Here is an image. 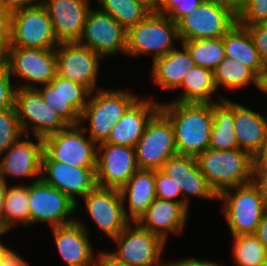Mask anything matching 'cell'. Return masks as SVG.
I'll list each match as a JSON object with an SVG mask.
<instances>
[{"label":"cell","instance_id":"obj_18","mask_svg":"<svg viewBox=\"0 0 267 266\" xmlns=\"http://www.w3.org/2000/svg\"><path fill=\"white\" fill-rule=\"evenodd\" d=\"M96 169L54 161L43 151L40 179L78 203L77 196L83 198L96 186Z\"/></svg>","mask_w":267,"mask_h":266},{"label":"cell","instance_id":"obj_26","mask_svg":"<svg viewBox=\"0 0 267 266\" xmlns=\"http://www.w3.org/2000/svg\"><path fill=\"white\" fill-rule=\"evenodd\" d=\"M120 191L124 204L128 201V211L124 207L126 218L136 222L156 199L155 170L138 169Z\"/></svg>","mask_w":267,"mask_h":266},{"label":"cell","instance_id":"obj_46","mask_svg":"<svg viewBox=\"0 0 267 266\" xmlns=\"http://www.w3.org/2000/svg\"><path fill=\"white\" fill-rule=\"evenodd\" d=\"M162 266H219V263L211 260H198V259H181L180 261L165 262Z\"/></svg>","mask_w":267,"mask_h":266},{"label":"cell","instance_id":"obj_57","mask_svg":"<svg viewBox=\"0 0 267 266\" xmlns=\"http://www.w3.org/2000/svg\"><path fill=\"white\" fill-rule=\"evenodd\" d=\"M261 266H267V259L264 261V263Z\"/></svg>","mask_w":267,"mask_h":266},{"label":"cell","instance_id":"obj_47","mask_svg":"<svg viewBox=\"0 0 267 266\" xmlns=\"http://www.w3.org/2000/svg\"><path fill=\"white\" fill-rule=\"evenodd\" d=\"M95 266H131L127 263L121 262L112 256L109 251L99 252L96 256Z\"/></svg>","mask_w":267,"mask_h":266},{"label":"cell","instance_id":"obj_13","mask_svg":"<svg viewBox=\"0 0 267 266\" xmlns=\"http://www.w3.org/2000/svg\"><path fill=\"white\" fill-rule=\"evenodd\" d=\"M135 152L138 168L146 170H159L168 158L178 154L173 126L160 110L147 124Z\"/></svg>","mask_w":267,"mask_h":266},{"label":"cell","instance_id":"obj_45","mask_svg":"<svg viewBox=\"0 0 267 266\" xmlns=\"http://www.w3.org/2000/svg\"><path fill=\"white\" fill-rule=\"evenodd\" d=\"M39 0H0V10L12 13L13 11L34 5Z\"/></svg>","mask_w":267,"mask_h":266},{"label":"cell","instance_id":"obj_34","mask_svg":"<svg viewBox=\"0 0 267 266\" xmlns=\"http://www.w3.org/2000/svg\"><path fill=\"white\" fill-rule=\"evenodd\" d=\"M213 75L217 90L220 85L229 90H238L250 83L256 85L257 74L241 62L228 57L221 61Z\"/></svg>","mask_w":267,"mask_h":266},{"label":"cell","instance_id":"obj_27","mask_svg":"<svg viewBox=\"0 0 267 266\" xmlns=\"http://www.w3.org/2000/svg\"><path fill=\"white\" fill-rule=\"evenodd\" d=\"M234 132L240 149L252 157L266 139L267 118L234 102Z\"/></svg>","mask_w":267,"mask_h":266},{"label":"cell","instance_id":"obj_41","mask_svg":"<svg viewBox=\"0 0 267 266\" xmlns=\"http://www.w3.org/2000/svg\"><path fill=\"white\" fill-rule=\"evenodd\" d=\"M11 78L6 62L0 60V110L15 106L16 86Z\"/></svg>","mask_w":267,"mask_h":266},{"label":"cell","instance_id":"obj_29","mask_svg":"<svg viewBox=\"0 0 267 266\" xmlns=\"http://www.w3.org/2000/svg\"><path fill=\"white\" fill-rule=\"evenodd\" d=\"M212 103L213 127L209 148L212 150L240 149L234 132V102L221 97Z\"/></svg>","mask_w":267,"mask_h":266},{"label":"cell","instance_id":"obj_4","mask_svg":"<svg viewBox=\"0 0 267 266\" xmlns=\"http://www.w3.org/2000/svg\"><path fill=\"white\" fill-rule=\"evenodd\" d=\"M232 236L255 234L267 213L266 196L250 182L229 188L218 195Z\"/></svg>","mask_w":267,"mask_h":266},{"label":"cell","instance_id":"obj_36","mask_svg":"<svg viewBox=\"0 0 267 266\" xmlns=\"http://www.w3.org/2000/svg\"><path fill=\"white\" fill-rule=\"evenodd\" d=\"M232 256L237 266H261L267 250L254 234L232 236Z\"/></svg>","mask_w":267,"mask_h":266},{"label":"cell","instance_id":"obj_7","mask_svg":"<svg viewBox=\"0 0 267 266\" xmlns=\"http://www.w3.org/2000/svg\"><path fill=\"white\" fill-rule=\"evenodd\" d=\"M117 249L109 253L131 266H162L166 241L157 234L130 222L115 238Z\"/></svg>","mask_w":267,"mask_h":266},{"label":"cell","instance_id":"obj_42","mask_svg":"<svg viewBox=\"0 0 267 266\" xmlns=\"http://www.w3.org/2000/svg\"><path fill=\"white\" fill-rule=\"evenodd\" d=\"M249 31L260 59L267 65V22L260 24H241Z\"/></svg>","mask_w":267,"mask_h":266},{"label":"cell","instance_id":"obj_51","mask_svg":"<svg viewBox=\"0 0 267 266\" xmlns=\"http://www.w3.org/2000/svg\"><path fill=\"white\" fill-rule=\"evenodd\" d=\"M267 250V213L261 219L254 234Z\"/></svg>","mask_w":267,"mask_h":266},{"label":"cell","instance_id":"obj_9","mask_svg":"<svg viewBox=\"0 0 267 266\" xmlns=\"http://www.w3.org/2000/svg\"><path fill=\"white\" fill-rule=\"evenodd\" d=\"M237 22L238 15L228 7L204 0L177 23L179 42L222 38Z\"/></svg>","mask_w":267,"mask_h":266},{"label":"cell","instance_id":"obj_31","mask_svg":"<svg viewBox=\"0 0 267 266\" xmlns=\"http://www.w3.org/2000/svg\"><path fill=\"white\" fill-rule=\"evenodd\" d=\"M179 88L184 90L173 101L181 103H215L212 101V94L217 88L214 83L213 71L195 65L184 75L182 84Z\"/></svg>","mask_w":267,"mask_h":266},{"label":"cell","instance_id":"obj_5","mask_svg":"<svg viewBox=\"0 0 267 266\" xmlns=\"http://www.w3.org/2000/svg\"><path fill=\"white\" fill-rule=\"evenodd\" d=\"M178 40L177 23L153 9L142 22L127 29L126 55H154L153 62L175 49Z\"/></svg>","mask_w":267,"mask_h":266},{"label":"cell","instance_id":"obj_43","mask_svg":"<svg viewBox=\"0 0 267 266\" xmlns=\"http://www.w3.org/2000/svg\"><path fill=\"white\" fill-rule=\"evenodd\" d=\"M12 47L11 13L0 10V60H5Z\"/></svg>","mask_w":267,"mask_h":266},{"label":"cell","instance_id":"obj_28","mask_svg":"<svg viewBox=\"0 0 267 266\" xmlns=\"http://www.w3.org/2000/svg\"><path fill=\"white\" fill-rule=\"evenodd\" d=\"M181 46L182 50L175 48L152 62L151 77L162 89H179L184 75L196 65L189 51Z\"/></svg>","mask_w":267,"mask_h":266},{"label":"cell","instance_id":"obj_32","mask_svg":"<svg viewBox=\"0 0 267 266\" xmlns=\"http://www.w3.org/2000/svg\"><path fill=\"white\" fill-rule=\"evenodd\" d=\"M19 223V224H18ZM20 224L29 226V185H11L7 187L5 203L0 216V229L13 230Z\"/></svg>","mask_w":267,"mask_h":266},{"label":"cell","instance_id":"obj_16","mask_svg":"<svg viewBox=\"0 0 267 266\" xmlns=\"http://www.w3.org/2000/svg\"><path fill=\"white\" fill-rule=\"evenodd\" d=\"M138 169L135 147L97 145V186L120 190Z\"/></svg>","mask_w":267,"mask_h":266},{"label":"cell","instance_id":"obj_19","mask_svg":"<svg viewBox=\"0 0 267 266\" xmlns=\"http://www.w3.org/2000/svg\"><path fill=\"white\" fill-rule=\"evenodd\" d=\"M40 87L36 90L44 101L69 125L79 124L91 93L85 86L56 75L51 83Z\"/></svg>","mask_w":267,"mask_h":266},{"label":"cell","instance_id":"obj_40","mask_svg":"<svg viewBox=\"0 0 267 266\" xmlns=\"http://www.w3.org/2000/svg\"><path fill=\"white\" fill-rule=\"evenodd\" d=\"M267 22V0H248L238 15L239 24H260Z\"/></svg>","mask_w":267,"mask_h":266},{"label":"cell","instance_id":"obj_22","mask_svg":"<svg viewBox=\"0 0 267 266\" xmlns=\"http://www.w3.org/2000/svg\"><path fill=\"white\" fill-rule=\"evenodd\" d=\"M160 170L173 178L182 191V203L189 208V196L207 200H218V195L210 187L201 173L196 157L177 154L168 158Z\"/></svg>","mask_w":267,"mask_h":266},{"label":"cell","instance_id":"obj_14","mask_svg":"<svg viewBox=\"0 0 267 266\" xmlns=\"http://www.w3.org/2000/svg\"><path fill=\"white\" fill-rule=\"evenodd\" d=\"M90 9L78 43L89 47L102 58L126 53L127 29L97 7Z\"/></svg>","mask_w":267,"mask_h":266},{"label":"cell","instance_id":"obj_54","mask_svg":"<svg viewBox=\"0 0 267 266\" xmlns=\"http://www.w3.org/2000/svg\"><path fill=\"white\" fill-rule=\"evenodd\" d=\"M9 231L1 230L0 229V237L8 233ZM10 250L9 247L5 246L4 243L0 241V262L3 260L7 252Z\"/></svg>","mask_w":267,"mask_h":266},{"label":"cell","instance_id":"obj_33","mask_svg":"<svg viewBox=\"0 0 267 266\" xmlns=\"http://www.w3.org/2000/svg\"><path fill=\"white\" fill-rule=\"evenodd\" d=\"M99 9L128 29L142 22L153 10L144 0H98Z\"/></svg>","mask_w":267,"mask_h":266},{"label":"cell","instance_id":"obj_38","mask_svg":"<svg viewBox=\"0 0 267 266\" xmlns=\"http://www.w3.org/2000/svg\"><path fill=\"white\" fill-rule=\"evenodd\" d=\"M204 0H163L155 9L159 14L166 15L176 23L184 16L191 14Z\"/></svg>","mask_w":267,"mask_h":266},{"label":"cell","instance_id":"obj_35","mask_svg":"<svg viewBox=\"0 0 267 266\" xmlns=\"http://www.w3.org/2000/svg\"><path fill=\"white\" fill-rule=\"evenodd\" d=\"M190 53L195 64L214 71L225 58V47L222 38L198 39L181 42Z\"/></svg>","mask_w":267,"mask_h":266},{"label":"cell","instance_id":"obj_21","mask_svg":"<svg viewBox=\"0 0 267 266\" xmlns=\"http://www.w3.org/2000/svg\"><path fill=\"white\" fill-rule=\"evenodd\" d=\"M23 137L0 155V174L6 180L8 176L40 179L43 138L34 137V142L29 135Z\"/></svg>","mask_w":267,"mask_h":266},{"label":"cell","instance_id":"obj_50","mask_svg":"<svg viewBox=\"0 0 267 266\" xmlns=\"http://www.w3.org/2000/svg\"><path fill=\"white\" fill-rule=\"evenodd\" d=\"M231 9L236 15L244 9L248 0H209Z\"/></svg>","mask_w":267,"mask_h":266},{"label":"cell","instance_id":"obj_8","mask_svg":"<svg viewBox=\"0 0 267 266\" xmlns=\"http://www.w3.org/2000/svg\"><path fill=\"white\" fill-rule=\"evenodd\" d=\"M11 18L12 47L55 49L59 45L49 13L40 0L13 11Z\"/></svg>","mask_w":267,"mask_h":266},{"label":"cell","instance_id":"obj_44","mask_svg":"<svg viewBox=\"0 0 267 266\" xmlns=\"http://www.w3.org/2000/svg\"><path fill=\"white\" fill-rule=\"evenodd\" d=\"M252 182L267 197V166L252 167Z\"/></svg>","mask_w":267,"mask_h":266},{"label":"cell","instance_id":"obj_15","mask_svg":"<svg viewBox=\"0 0 267 266\" xmlns=\"http://www.w3.org/2000/svg\"><path fill=\"white\" fill-rule=\"evenodd\" d=\"M55 51L57 75L85 86L91 93L101 89L96 86L101 56L78 42L59 43Z\"/></svg>","mask_w":267,"mask_h":266},{"label":"cell","instance_id":"obj_24","mask_svg":"<svg viewBox=\"0 0 267 266\" xmlns=\"http://www.w3.org/2000/svg\"><path fill=\"white\" fill-rule=\"evenodd\" d=\"M188 213L184 203L156 198L136 223L167 241L168 234H182Z\"/></svg>","mask_w":267,"mask_h":266},{"label":"cell","instance_id":"obj_53","mask_svg":"<svg viewBox=\"0 0 267 266\" xmlns=\"http://www.w3.org/2000/svg\"><path fill=\"white\" fill-rule=\"evenodd\" d=\"M7 187L8 181H6V179L0 174V216L4 208Z\"/></svg>","mask_w":267,"mask_h":266},{"label":"cell","instance_id":"obj_10","mask_svg":"<svg viewBox=\"0 0 267 266\" xmlns=\"http://www.w3.org/2000/svg\"><path fill=\"white\" fill-rule=\"evenodd\" d=\"M4 61L10 75L25 81L16 88L36 89L35 84L47 85L57 75L55 49L11 47Z\"/></svg>","mask_w":267,"mask_h":266},{"label":"cell","instance_id":"obj_56","mask_svg":"<svg viewBox=\"0 0 267 266\" xmlns=\"http://www.w3.org/2000/svg\"><path fill=\"white\" fill-rule=\"evenodd\" d=\"M144 1L154 9V0H144Z\"/></svg>","mask_w":267,"mask_h":266},{"label":"cell","instance_id":"obj_23","mask_svg":"<svg viewBox=\"0 0 267 266\" xmlns=\"http://www.w3.org/2000/svg\"><path fill=\"white\" fill-rule=\"evenodd\" d=\"M84 225L77 219L51 228L58 252L68 266H95L96 257Z\"/></svg>","mask_w":267,"mask_h":266},{"label":"cell","instance_id":"obj_2","mask_svg":"<svg viewBox=\"0 0 267 266\" xmlns=\"http://www.w3.org/2000/svg\"><path fill=\"white\" fill-rule=\"evenodd\" d=\"M89 98L80 115L79 124L84 121L85 125V121L88 120L89 127L81 125L82 129L98 145L107 140L113 125L139 99V95L125 92L122 89L105 90L101 88L90 93Z\"/></svg>","mask_w":267,"mask_h":266},{"label":"cell","instance_id":"obj_48","mask_svg":"<svg viewBox=\"0 0 267 266\" xmlns=\"http://www.w3.org/2000/svg\"><path fill=\"white\" fill-rule=\"evenodd\" d=\"M0 266H29V264L23 257L10 249L0 262Z\"/></svg>","mask_w":267,"mask_h":266},{"label":"cell","instance_id":"obj_6","mask_svg":"<svg viewBox=\"0 0 267 266\" xmlns=\"http://www.w3.org/2000/svg\"><path fill=\"white\" fill-rule=\"evenodd\" d=\"M86 134L81 124L69 125L44 137L43 151L54 161L80 168H97V144Z\"/></svg>","mask_w":267,"mask_h":266},{"label":"cell","instance_id":"obj_3","mask_svg":"<svg viewBox=\"0 0 267 266\" xmlns=\"http://www.w3.org/2000/svg\"><path fill=\"white\" fill-rule=\"evenodd\" d=\"M196 159L201 173L217 195L229 188L252 182V157L241 149L209 148Z\"/></svg>","mask_w":267,"mask_h":266},{"label":"cell","instance_id":"obj_37","mask_svg":"<svg viewBox=\"0 0 267 266\" xmlns=\"http://www.w3.org/2000/svg\"><path fill=\"white\" fill-rule=\"evenodd\" d=\"M23 136L16 107L0 110V155Z\"/></svg>","mask_w":267,"mask_h":266},{"label":"cell","instance_id":"obj_1","mask_svg":"<svg viewBox=\"0 0 267 266\" xmlns=\"http://www.w3.org/2000/svg\"><path fill=\"white\" fill-rule=\"evenodd\" d=\"M174 129L178 154L197 157L209 149L213 127L212 103H160Z\"/></svg>","mask_w":267,"mask_h":266},{"label":"cell","instance_id":"obj_11","mask_svg":"<svg viewBox=\"0 0 267 266\" xmlns=\"http://www.w3.org/2000/svg\"><path fill=\"white\" fill-rule=\"evenodd\" d=\"M77 205L68 195L41 179L35 178L29 183V226L46 222L52 228L72 223L77 220L71 217Z\"/></svg>","mask_w":267,"mask_h":266},{"label":"cell","instance_id":"obj_52","mask_svg":"<svg viewBox=\"0 0 267 266\" xmlns=\"http://www.w3.org/2000/svg\"><path fill=\"white\" fill-rule=\"evenodd\" d=\"M255 87L259 91L267 94V65H264V67L257 74Z\"/></svg>","mask_w":267,"mask_h":266},{"label":"cell","instance_id":"obj_49","mask_svg":"<svg viewBox=\"0 0 267 266\" xmlns=\"http://www.w3.org/2000/svg\"><path fill=\"white\" fill-rule=\"evenodd\" d=\"M267 166V135L259 150L252 156V167Z\"/></svg>","mask_w":267,"mask_h":266},{"label":"cell","instance_id":"obj_17","mask_svg":"<svg viewBox=\"0 0 267 266\" xmlns=\"http://www.w3.org/2000/svg\"><path fill=\"white\" fill-rule=\"evenodd\" d=\"M83 200L86 211L111 240L130 223L124 213V202L119 189L96 185Z\"/></svg>","mask_w":267,"mask_h":266},{"label":"cell","instance_id":"obj_30","mask_svg":"<svg viewBox=\"0 0 267 266\" xmlns=\"http://www.w3.org/2000/svg\"><path fill=\"white\" fill-rule=\"evenodd\" d=\"M225 57L235 59L256 74L264 67L247 28L238 22L223 36Z\"/></svg>","mask_w":267,"mask_h":266},{"label":"cell","instance_id":"obj_12","mask_svg":"<svg viewBox=\"0 0 267 266\" xmlns=\"http://www.w3.org/2000/svg\"><path fill=\"white\" fill-rule=\"evenodd\" d=\"M15 107L24 135L31 131L32 136L44 138L69 126L36 89L16 88Z\"/></svg>","mask_w":267,"mask_h":266},{"label":"cell","instance_id":"obj_25","mask_svg":"<svg viewBox=\"0 0 267 266\" xmlns=\"http://www.w3.org/2000/svg\"><path fill=\"white\" fill-rule=\"evenodd\" d=\"M151 99L139 98L113 125L105 143L135 147L151 118L160 110V103Z\"/></svg>","mask_w":267,"mask_h":266},{"label":"cell","instance_id":"obj_55","mask_svg":"<svg viewBox=\"0 0 267 266\" xmlns=\"http://www.w3.org/2000/svg\"><path fill=\"white\" fill-rule=\"evenodd\" d=\"M163 0H154V9H156Z\"/></svg>","mask_w":267,"mask_h":266},{"label":"cell","instance_id":"obj_39","mask_svg":"<svg viewBox=\"0 0 267 266\" xmlns=\"http://www.w3.org/2000/svg\"><path fill=\"white\" fill-rule=\"evenodd\" d=\"M155 190L156 198L182 203V198L179 197L182 196L180 186L160 169L155 170Z\"/></svg>","mask_w":267,"mask_h":266},{"label":"cell","instance_id":"obj_20","mask_svg":"<svg viewBox=\"0 0 267 266\" xmlns=\"http://www.w3.org/2000/svg\"><path fill=\"white\" fill-rule=\"evenodd\" d=\"M46 7L58 43L78 42L91 9L89 0H40Z\"/></svg>","mask_w":267,"mask_h":266}]
</instances>
